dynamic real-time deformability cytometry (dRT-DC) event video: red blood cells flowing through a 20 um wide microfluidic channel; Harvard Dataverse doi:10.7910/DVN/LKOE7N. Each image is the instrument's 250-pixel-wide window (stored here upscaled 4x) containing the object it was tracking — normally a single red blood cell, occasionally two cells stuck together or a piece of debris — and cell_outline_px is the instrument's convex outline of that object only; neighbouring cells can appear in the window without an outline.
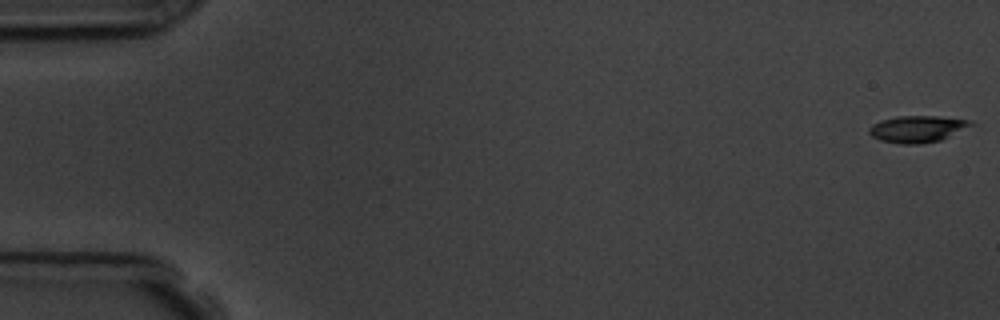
{"species": "common noctule bat (a hibernating species)", "species_latin": "Nyctalus noctula", "temperature_condition": "room temperature", "stored_images_in_passage": 18, "camera_frame_rate_fps": 3000, "um_per_image_px": 0.085, "animal": {"sex": "male", "body_mass_g": 19.5, "forearm_length_mm": 54.6}, "frame": {"image": 1, "passage_image": 1, "time_ms": 0.0, "image_size_px": [1000, 320], "cell_outline_px": [[976, 124], [940, 140], [920, 144], [900, 144], [880, 140], [872, 136], [868, 132], [868, 128], [872, 124], [880, 120], [896, 116], [936, 116], [972, 120]], "centroid_in_image_um": [77.97, 10.95], "position_along_channel_um": 7.0, "area_um2": 15.95}}
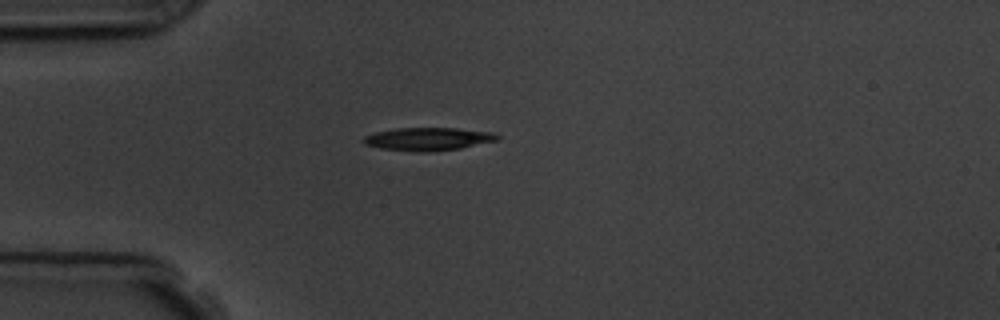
{"frame": {"image": 2, "passage_image": 16, "time_ms": 5.0, "image_size_px": [1000, 320], "cell_outline_px": [[500, 136], [496, 140], [460, 148], [432, 152], [416, 152], [380, 148], [364, 144], [364, 136], [376, 132], [396, 128], [456, 128], [492, 132]], "centroid_in_image_um": [36.37, 11.82], "position_along_channel_um": 48.6, "area_um2": 17.8}}